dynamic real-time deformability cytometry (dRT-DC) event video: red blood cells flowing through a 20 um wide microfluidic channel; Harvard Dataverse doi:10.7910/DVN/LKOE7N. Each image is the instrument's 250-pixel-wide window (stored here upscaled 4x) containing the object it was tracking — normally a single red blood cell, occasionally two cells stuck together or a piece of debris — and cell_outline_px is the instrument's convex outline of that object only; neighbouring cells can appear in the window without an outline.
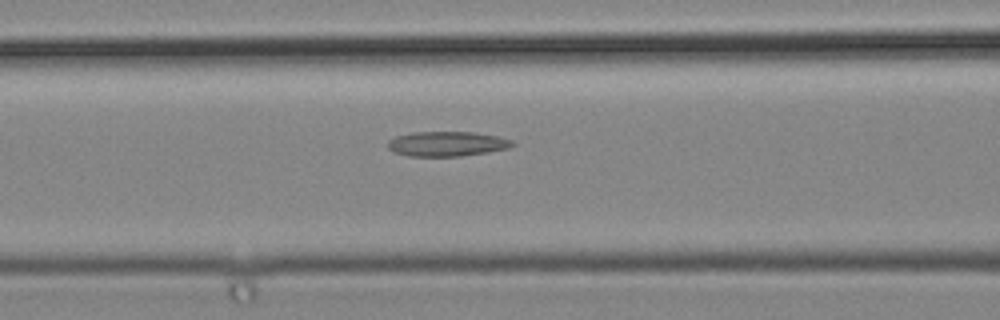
{"species": "common noctule bat (a hibernating species)", "species_latin": "Nyctalus noctula", "temperature_condition": "cold", "stored_images_in_passage": 27, "segment_of_instrument_passage": [1, 2], "camera_frame_rate_fps": 3000, "um_per_image_px": 0.085, "animal": {"sex": "male", "body_mass_g": 19.2, "forearm_length_mm": 51.8}, "frame": {"image": 1, "passage_image": 7, "time_ms": 2.0, "image_size_px": [1000, 320], "cell_outline_px": [[516, 144], [508, 148], [488, 152], [460, 156], [408, 156], [396, 152], [388, 148], [388, 140], [396, 136], [412, 132], [472, 132], [496, 136], [512, 140]], "centroid_in_image_um": [37.99, 12.22], "position_along_channel_um": 128.6, "area_um2": 17.92}}
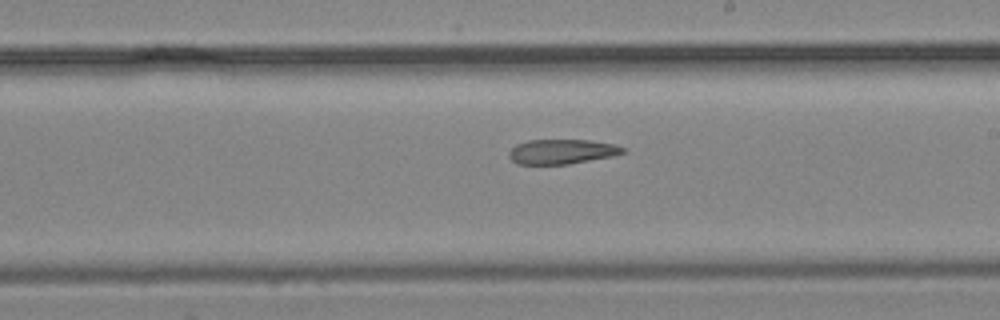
{"frame": {"image": 2, "passage_image": 15, "time_ms": 4.667, "image_size_px": [1000, 320], "cell_outline_px": [[628, 152], [612, 156], [568, 164], [516, 164], [508, 156], [508, 152], [516, 144], [528, 140], [588, 140], [616, 144], [628, 148]], "centroid_in_image_um": [47.8, 12.88], "position_along_channel_um": 241.2, "area_um2": 16.59}}
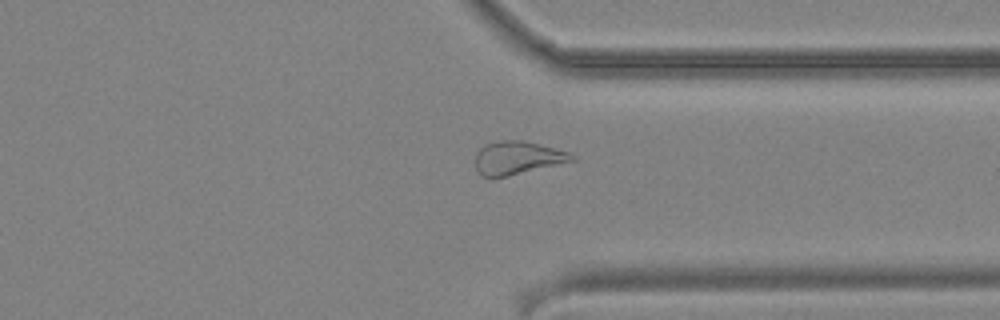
{"frame": {"image": 3, "passage_image": 24, "time_ms": 7.667, "image_size_px": [1000, 320], "cell_outline_px": [[576, 160], [492, 180], [480, 176], [476, 172], [476, 156], [480, 148], [484, 144], [496, 140], [524, 140], [568, 152], [576, 156]], "centroid_in_image_um": [43.92, 13.44], "position_along_channel_um": 367.5, "area_um2": 19.07}}